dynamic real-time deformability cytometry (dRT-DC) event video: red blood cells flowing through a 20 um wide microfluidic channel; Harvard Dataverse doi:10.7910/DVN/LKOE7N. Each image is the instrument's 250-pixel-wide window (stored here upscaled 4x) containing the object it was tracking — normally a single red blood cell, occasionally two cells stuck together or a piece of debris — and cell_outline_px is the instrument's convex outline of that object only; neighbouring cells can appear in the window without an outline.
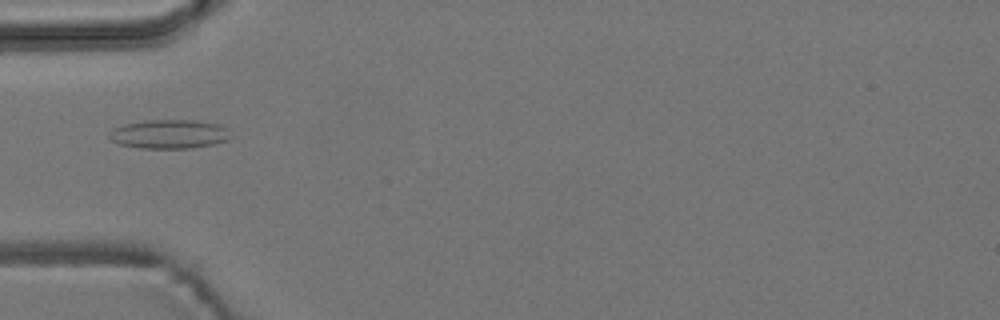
{"species": "common noctule bat (a hibernating species)", "species_latin": "Nyctalus noctula", "temperature_condition": "room temperature", "stored_images_in_passage": 2, "camera_frame_rate_fps": 3000, "um_per_image_px": 0.085, "animal": {"sex": "male", "body_mass_g": 19.2, "forearm_length_mm": 51.8}, "frame": {"image": 1, "passage_image": 1, "time_ms": 0.0, "image_size_px": [1000, 320], "cell_outline_px": [[232, 136], [228, 140], [216, 144], [192, 148], [140, 148], [120, 144], [112, 140], [108, 136], [112, 128], [124, 124], [148, 120], [196, 120], [220, 124], [228, 128]], "centroid_in_image_um": [14.44, 11.39], "position_along_channel_um": 70.6, "area_um2": 20.75}}
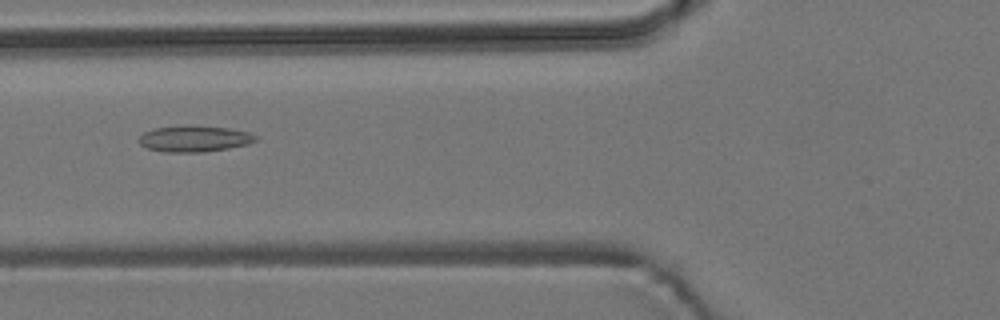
{"frame": {"image": 2, "passage_image": 2, "time_ms": 1.0, "image_size_px": [1000, 320], "cell_outline_px": [[256, 140], [248, 144], [228, 148], [204, 152], [164, 152], [148, 148], [140, 144], [140, 136], [144, 132], [156, 128], [180, 124], [188, 124], [228, 128], [248, 132], [256, 136]], "centroid_in_image_um": [16.5, 11.77], "position_along_channel_um": 109.3, "area_um2": 17.92}}